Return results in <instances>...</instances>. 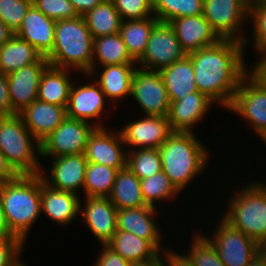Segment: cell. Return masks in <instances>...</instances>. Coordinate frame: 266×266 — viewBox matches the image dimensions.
<instances>
[{"instance_id":"6da1fadb","label":"cell","mask_w":266,"mask_h":266,"mask_svg":"<svg viewBox=\"0 0 266 266\" xmlns=\"http://www.w3.org/2000/svg\"><path fill=\"white\" fill-rule=\"evenodd\" d=\"M242 42L221 39L187 54L192 61L196 87L219 108L227 110L249 65Z\"/></svg>"},{"instance_id":"7a4b0ae2","label":"cell","mask_w":266,"mask_h":266,"mask_svg":"<svg viewBox=\"0 0 266 266\" xmlns=\"http://www.w3.org/2000/svg\"><path fill=\"white\" fill-rule=\"evenodd\" d=\"M202 142L193 132H173L158 148L163 172L182 194L211 164Z\"/></svg>"},{"instance_id":"3957f363","label":"cell","mask_w":266,"mask_h":266,"mask_svg":"<svg viewBox=\"0 0 266 266\" xmlns=\"http://www.w3.org/2000/svg\"><path fill=\"white\" fill-rule=\"evenodd\" d=\"M243 183L230 192L220 206L225 207L217 216L231 227L240 230L256 241L262 248L266 246V181L258 177ZM261 180V181H260ZM227 200V201H226ZM226 204L224 206L223 204ZM226 201V202H225ZM227 206V207H226ZM222 212V214H221Z\"/></svg>"},{"instance_id":"277c9868","label":"cell","mask_w":266,"mask_h":266,"mask_svg":"<svg viewBox=\"0 0 266 266\" xmlns=\"http://www.w3.org/2000/svg\"><path fill=\"white\" fill-rule=\"evenodd\" d=\"M0 199L10 231L25 244L41 217V176L18 175L0 183Z\"/></svg>"},{"instance_id":"5b68a950","label":"cell","mask_w":266,"mask_h":266,"mask_svg":"<svg viewBox=\"0 0 266 266\" xmlns=\"http://www.w3.org/2000/svg\"><path fill=\"white\" fill-rule=\"evenodd\" d=\"M93 40L83 16L58 20L54 47L46 59L52 67L88 74L92 69Z\"/></svg>"},{"instance_id":"8992f818","label":"cell","mask_w":266,"mask_h":266,"mask_svg":"<svg viewBox=\"0 0 266 266\" xmlns=\"http://www.w3.org/2000/svg\"><path fill=\"white\" fill-rule=\"evenodd\" d=\"M0 150L18 175L40 174L41 143L31 134L19 114L1 118Z\"/></svg>"},{"instance_id":"52a82bcc","label":"cell","mask_w":266,"mask_h":266,"mask_svg":"<svg viewBox=\"0 0 266 266\" xmlns=\"http://www.w3.org/2000/svg\"><path fill=\"white\" fill-rule=\"evenodd\" d=\"M81 76H83L81 79L85 77L88 81L81 80L82 83H80L79 80H75L73 82L66 107L67 117L88 121L95 127H108L106 125L108 122L105 120H108L109 113L116 108L111 106L100 85L90 74Z\"/></svg>"},{"instance_id":"ba28073f","label":"cell","mask_w":266,"mask_h":266,"mask_svg":"<svg viewBox=\"0 0 266 266\" xmlns=\"http://www.w3.org/2000/svg\"><path fill=\"white\" fill-rule=\"evenodd\" d=\"M212 232L202 233L210 243L216 248L221 261L226 266H247L252 258L262 247L253 239L249 238L240 230L231 227L221 217H216ZM220 220V221H219Z\"/></svg>"},{"instance_id":"9c48e42d","label":"cell","mask_w":266,"mask_h":266,"mask_svg":"<svg viewBox=\"0 0 266 266\" xmlns=\"http://www.w3.org/2000/svg\"><path fill=\"white\" fill-rule=\"evenodd\" d=\"M250 3L251 0H204L203 16L221 39L243 43Z\"/></svg>"},{"instance_id":"30bf717a","label":"cell","mask_w":266,"mask_h":266,"mask_svg":"<svg viewBox=\"0 0 266 266\" xmlns=\"http://www.w3.org/2000/svg\"><path fill=\"white\" fill-rule=\"evenodd\" d=\"M96 127L85 120L66 117L41 142V161L74 154H84L89 135Z\"/></svg>"},{"instance_id":"8fae6325","label":"cell","mask_w":266,"mask_h":266,"mask_svg":"<svg viewBox=\"0 0 266 266\" xmlns=\"http://www.w3.org/2000/svg\"><path fill=\"white\" fill-rule=\"evenodd\" d=\"M227 110L245 120L259 139L266 133V90L249 74L241 80Z\"/></svg>"},{"instance_id":"7c38bea8","label":"cell","mask_w":266,"mask_h":266,"mask_svg":"<svg viewBox=\"0 0 266 266\" xmlns=\"http://www.w3.org/2000/svg\"><path fill=\"white\" fill-rule=\"evenodd\" d=\"M186 55L172 26L159 21L150 34L143 56L137 61V67L160 71Z\"/></svg>"},{"instance_id":"4fadbf2b","label":"cell","mask_w":266,"mask_h":266,"mask_svg":"<svg viewBox=\"0 0 266 266\" xmlns=\"http://www.w3.org/2000/svg\"><path fill=\"white\" fill-rule=\"evenodd\" d=\"M131 97L142 109L143 116L168 115L170 99L159 71L137 67L131 83Z\"/></svg>"},{"instance_id":"5bb4252c","label":"cell","mask_w":266,"mask_h":266,"mask_svg":"<svg viewBox=\"0 0 266 266\" xmlns=\"http://www.w3.org/2000/svg\"><path fill=\"white\" fill-rule=\"evenodd\" d=\"M141 117L135 120L130 118V121L128 119L119 129L127 150L158 149L174 132L167 116L141 115Z\"/></svg>"},{"instance_id":"9a60e30c","label":"cell","mask_w":266,"mask_h":266,"mask_svg":"<svg viewBox=\"0 0 266 266\" xmlns=\"http://www.w3.org/2000/svg\"><path fill=\"white\" fill-rule=\"evenodd\" d=\"M48 159L51 161L48 168L41 162L40 176L43 182L53 189L75 193L83 198L81 191L88 163L85 155L74 154Z\"/></svg>"},{"instance_id":"2e32d148","label":"cell","mask_w":266,"mask_h":266,"mask_svg":"<svg viewBox=\"0 0 266 266\" xmlns=\"http://www.w3.org/2000/svg\"><path fill=\"white\" fill-rule=\"evenodd\" d=\"M111 129L96 127L88 137L84 155L90 163L120 170L126 167L127 148L120 130Z\"/></svg>"},{"instance_id":"e0dca14e","label":"cell","mask_w":266,"mask_h":266,"mask_svg":"<svg viewBox=\"0 0 266 266\" xmlns=\"http://www.w3.org/2000/svg\"><path fill=\"white\" fill-rule=\"evenodd\" d=\"M117 210L108 197H81L79 218L97 244L106 245L117 231Z\"/></svg>"},{"instance_id":"ac0fdd59","label":"cell","mask_w":266,"mask_h":266,"mask_svg":"<svg viewBox=\"0 0 266 266\" xmlns=\"http://www.w3.org/2000/svg\"><path fill=\"white\" fill-rule=\"evenodd\" d=\"M158 209L149 205L118 209L117 230L130 232L149 241L159 252L167 251L170 247L163 244V229L157 223V216H161Z\"/></svg>"},{"instance_id":"d6986e66","label":"cell","mask_w":266,"mask_h":266,"mask_svg":"<svg viewBox=\"0 0 266 266\" xmlns=\"http://www.w3.org/2000/svg\"><path fill=\"white\" fill-rule=\"evenodd\" d=\"M48 66V60L41 57L36 63L23 66L7 75L12 110L16 114L37 100L40 78Z\"/></svg>"},{"instance_id":"ffe728a7","label":"cell","mask_w":266,"mask_h":266,"mask_svg":"<svg viewBox=\"0 0 266 266\" xmlns=\"http://www.w3.org/2000/svg\"><path fill=\"white\" fill-rule=\"evenodd\" d=\"M214 104L213 100L199 91L170 102L167 117L171 129L174 132H197L195 127L204 121Z\"/></svg>"},{"instance_id":"44dd1931","label":"cell","mask_w":266,"mask_h":266,"mask_svg":"<svg viewBox=\"0 0 266 266\" xmlns=\"http://www.w3.org/2000/svg\"><path fill=\"white\" fill-rule=\"evenodd\" d=\"M136 68L137 64H114L92 67L88 74L100 85L106 99L115 108L120 107L118 105L121 101L123 103L128 97L130 98L131 83Z\"/></svg>"},{"instance_id":"7402d4cb","label":"cell","mask_w":266,"mask_h":266,"mask_svg":"<svg viewBox=\"0 0 266 266\" xmlns=\"http://www.w3.org/2000/svg\"><path fill=\"white\" fill-rule=\"evenodd\" d=\"M55 25V20L45 16L32 4L14 34L32 45L42 57L47 58L54 47Z\"/></svg>"},{"instance_id":"603a6c76","label":"cell","mask_w":266,"mask_h":266,"mask_svg":"<svg viewBox=\"0 0 266 266\" xmlns=\"http://www.w3.org/2000/svg\"><path fill=\"white\" fill-rule=\"evenodd\" d=\"M81 196L56 190L43 182L41 177V214L60 228L70 226L79 215Z\"/></svg>"},{"instance_id":"cb8c5ba5","label":"cell","mask_w":266,"mask_h":266,"mask_svg":"<svg viewBox=\"0 0 266 266\" xmlns=\"http://www.w3.org/2000/svg\"><path fill=\"white\" fill-rule=\"evenodd\" d=\"M169 24L174 29L186 54L211 46L221 40L203 14L175 18Z\"/></svg>"},{"instance_id":"d4e9b609","label":"cell","mask_w":266,"mask_h":266,"mask_svg":"<svg viewBox=\"0 0 266 266\" xmlns=\"http://www.w3.org/2000/svg\"><path fill=\"white\" fill-rule=\"evenodd\" d=\"M25 126L41 143L67 117L66 107L35 100L20 113Z\"/></svg>"},{"instance_id":"484cf974","label":"cell","mask_w":266,"mask_h":266,"mask_svg":"<svg viewBox=\"0 0 266 266\" xmlns=\"http://www.w3.org/2000/svg\"><path fill=\"white\" fill-rule=\"evenodd\" d=\"M77 74V71L71 69L55 68L49 65L41 75L37 100L67 107L73 79L75 76L79 79L78 77L81 76Z\"/></svg>"},{"instance_id":"4316f807","label":"cell","mask_w":266,"mask_h":266,"mask_svg":"<svg viewBox=\"0 0 266 266\" xmlns=\"http://www.w3.org/2000/svg\"><path fill=\"white\" fill-rule=\"evenodd\" d=\"M159 72L168 92L170 102L198 91L195 83L194 68L188 55Z\"/></svg>"},{"instance_id":"83f0119b","label":"cell","mask_w":266,"mask_h":266,"mask_svg":"<svg viewBox=\"0 0 266 266\" xmlns=\"http://www.w3.org/2000/svg\"><path fill=\"white\" fill-rule=\"evenodd\" d=\"M108 199L117 209L146 206L140 187V179L126 166L118 170Z\"/></svg>"},{"instance_id":"f1b7e54d","label":"cell","mask_w":266,"mask_h":266,"mask_svg":"<svg viewBox=\"0 0 266 266\" xmlns=\"http://www.w3.org/2000/svg\"><path fill=\"white\" fill-rule=\"evenodd\" d=\"M137 64L130 56L120 33L94 38L92 67Z\"/></svg>"},{"instance_id":"f546056e","label":"cell","mask_w":266,"mask_h":266,"mask_svg":"<svg viewBox=\"0 0 266 266\" xmlns=\"http://www.w3.org/2000/svg\"><path fill=\"white\" fill-rule=\"evenodd\" d=\"M41 57L32 45L14 34L0 47V71L8 75Z\"/></svg>"},{"instance_id":"4dcf8cb0","label":"cell","mask_w":266,"mask_h":266,"mask_svg":"<svg viewBox=\"0 0 266 266\" xmlns=\"http://www.w3.org/2000/svg\"><path fill=\"white\" fill-rule=\"evenodd\" d=\"M106 245L130 263L149 260L159 253L149 241L121 230Z\"/></svg>"},{"instance_id":"1f68e13d","label":"cell","mask_w":266,"mask_h":266,"mask_svg":"<svg viewBox=\"0 0 266 266\" xmlns=\"http://www.w3.org/2000/svg\"><path fill=\"white\" fill-rule=\"evenodd\" d=\"M159 22L155 17L122 20L120 35L130 56L137 62L144 54L154 26Z\"/></svg>"},{"instance_id":"d6a6232c","label":"cell","mask_w":266,"mask_h":266,"mask_svg":"<svg viewBox=\"0 0 266 266\" xmlns=\"http://www.w3.org/2000/svg\"><path fill=\"white\" fill-rule=\"evenodd\" d=\"M93 38L119 33L122 19L112 0H103L83 15Z\"/></svg>"},{"instance_id":"836d02e7","label":"cell","mask_w":266,"mask_h":266,"mask_svg":"<svg viewBox=\"0 0 266 266\" xmlns=\"http://www.w3.org/2000/svg\"><path fill=\"white\" fill-rule=\"evenodd\" d=\"M140 187L145 203L155 208H161L158 203L165 205L168 202L172 203L178 197L180 198L178 195L181 192L175 187L163 170L151 177L141 179Z\"/></svg>"},{"instance_id":"e575fe53","label":"cell","mask_w":266,"mask_h":266,"mask_svg":"<svg viewBox=\"0 0 266 266\" xmlns=\"http://www.w3.org/2000/svg\"><path fill=\"white\" fill-rule=\"evenodd\" d=\"M117 172L118 169L88 162L82 194L88 197H108Z\"/></svg>"},{"instance_id":"d590c367","label":"cell","mask_w":266,"mask_h":266,"mask_svg":"<svg viewBox=\"0 0 266 266\" xmlns=\"http://www.w3.org/2000/svg\"><path fill=\"white\" fill-rule=\"evenodd\" d=\"M190 233L191 240L187 241V247L181 253L192 263L193 266H226L220 259L216 248L210 243V241L202 234L203 229L197 230V226ZM202 230V231H201ZM199 231V232H198ZM189 249V250H188Z\"/></svg>"},{"instance_id":"8d00e7d4","label":"cell","mask_w":266,"mask_h":266,"mask_svg":"<svg viewBox=\"0 0 266 266\" xmlns=\"http://www.w3.org/2000/svg\"><path fill=\"white\" fill-rule=\"evenodd\" d=\"M249 23L252 25L250 32H253L252 36L250 38L247 36L243 42L245 50L247 47H252L256 55L266 54V0H251Z\"/></svg>"},{"instance_id":"74e56055","label":"cell","mask_w":266,"mask_h":266,"mask_svg":"<svg viewBox=\"0 0 266 266\" xmlns=\"http://www.w3.org/2000/svg\"><path fill=\"white\" fill-rule=\"evenodd\" d=\"M204 0H153L154 16L169 23L183 16L203 14Z\"/></svg>"},{"instance_id":"f35d334b","label":"cell","mask_w":266,"mask_h":266,"mask_svg":"<svg viewBox=\"0 0 266 266\" xmlns=\"http://www.w3.org/2000/svg\"><path fill=\"white\" fill-rule=\"evenodd\" d=\"M126 166L141 180L162 171V162L157 148L127 150Z\"/></svg>"},{"instance_id":"ab89813d","label":"cell","mask_w":266,"mask_h":266,"mask_svg":"<svg viewBox=\"0 0 266 266\" xmlns=\"http://www.w3.org/2000/svg\"><path fill=\"white\" fill-rule=\"evenodd\" d=\"M31 5L32 0H0V19L15 33Z\"/></svg>"},{"instance_id":"60d3db41","label":"cell","mask_w":266,"mask_h":266,"mask_svg":"<svg viewBox=\"0 0 266 266\" xmlns=\"http://www.w3.org/2000/svg\"><path fill=\"white\" fill-rule=\"evenodd\" d=\"M122 20L146 19L154 16L153 0H112Z\"/></svg>"},{"instance_id":"b9f144b4","label":"cell","mask_w":266,"mask_h":266,"mask_svg":"<svg viewBox=\"0 0 266 266\" xmlns=\"http://www.w3.org/2000/svg\"><path fill=\"white\" fill-rule=\"evenodd\" d=\"M32 4L45 16L55 21L79 16L69 0H32Z\"/></svg>"},{"instance_id":"7bdbcfd3","label":"cell","mask_w":266,"mask_h":266,"mask_svg":"<svg viewBox=\"0 0 266 266\" xmlns=\"http://www.w3.org/2000/svg\"><path fill=\"white\" fill-rule=\"evenodd\" d=\"M25 247L18 236L0 237V266H17L23 260Z\"/></svg>"},{"instance_id":"ee69618b","label":"cell","mask_w":266,"mask_h":266,"mask_svg":"<svg viewBox=\"0 0 266 266\" xmlns=\"http://www.w3.org/2000/svg\"><path fill=\"white\" fill-rule=\"evenodd\" d=\"M102 248L96 254V260L92 266H130V262L126 261L121 255L114 252L107 245H99Z\"/></svg>"},{"instance_id":"f6af8a7d","label":"cell","mask_w":266,"mask_h":266,"mask_svg":"<svg viewBox=\"0 0 266 266\" xmlns=\"http://www.w3.org/2000/svg\"><path fill=\"white\" fill-rule=\"evenodd\" d=\"M254 65L248 67V74L266 90V54L257 55Z\"/></svg>"},{"instance_id":"bcb514c9","label":"cell","mask_w":266,"mask_h":266,"mask_svg":"<svg viewBox=\"0 0 266 266\" xmlns=\"http://www.w3.org/2000/svg\"><path fill=\"white\" fill-rule=\"evenodd\" d=\"M0 114L2 115L16 114L12 110L10 93L8 90L7 75L2 73L1 71H0Z\"/></svg>"},{"instance_id":"7dc6e473","label":"cell","mask_w":266,"mask_h":266,"mask_svg":"<svg viewBox=\"0 0 266 266\" xmlns=\"http://www.w3.org/2000/svg\"><path fill=\"white\" fill-rule=\"evenodd\" d=\"M170 248L166 251L165 266H193L191 262L180 252L181 249ZM180 250V251H179Z\"/></svg>"},{"instance_id":"c3c4849f","label":"cell","mask_w":266,"mask_h":266,"mask_svg":"<svg viewBox=\"0 0 266 266\" xmlns=\"http://www.w3.org/2000/svg\"><path fill=\"white\" fill-rule=\"evenodd\" d=\"M18 174L8 164L4 154L0 150V183L15 179Z\"/></svg>"},{"instance_id":"681fc988","label":"cell","mask_w":266,"mask_h":266,"mask_svg":"<svg viewBox=\"0 0 266 266\" xmlns=\"http://www.w3.org/2000/svg\"><path fill=\"white\" fill-rule=\"evenodd\" d=\"M79 16L85 15L103 0H69Z\"/></svg>"},{"instance_id":"f907efd6","label":"cell","mask_w":266,"mask_h":266,"mask_svg":"<svg viewBox=\"0 0 266 266\" xmlns=\"http://www.w3.org/2000/svg\"><path fill=\"white\" fill-rule=\"evenodd\" d=\"M166 251L159 252L155 257L140 262H133L130 266H165Z\"/></svg>"},{"instance_id":"816d5d0a","label":"cell","mask_w":266,"mask_h":266,"mask_svg":"<svg viewBox=\"0 0 266 266\" xmlns=\"http://www.w3.org/2000/svg\"><path fill=\"white\" fill-rule=\"evenodd\" d=\"M16 236L14 235L8 226L5 213L3 210L2 202L0 199V237Z\"/></svg>"},{"instance_id":"f5cc1de1","label":"cell","mask_w":266,"mask_h":266,"mask_svg":"<svg viewBox=\"0 0 266 266\" xmlns=\"http://www.w3.org/2000/svg\"><path fill=\"white\" fill-rule=\"evenodd\" d=\"M247 266H266V249L258 251Z\"/></svg>"},{"instance_id":"db71d44e","label":"cell","mask_w":266,"mask_h":266,"mask_svg":"<svg viewBox=\"0 0 266 266\" xmlns=\"http://www.w3.org/2000/svg\"><path fill=\"white\" fill-rule=\"evenodd\" d=\"M14 32H12L7 25L0 19V47L6 43L12 36Z\"/></svg>"},{"instance_id":"11a10c76","label":"cell","mask_w":266,"mask_h":266,"mask_svg":"<svg viewBox=\"0 0 266 266\" xmlns=\"http://www.w3.org/2000/svg\"><path fill=\"white\" fill-rule=\"evenodd\" d=\"M260 141H262L261 143H264L266 146V133L260 138Z\"/></svg>"},{"instance_id":"9f6ffc18","label":"cell","mask_w":266,"mask_h":266,"mask_svg":"<svg viewBox=\"0 0 266 266\" xmlns=\"http://www.w3.org/2000/svg\"><path fill=\"white\" fill-rule=\"evenodd\" d=\"M17 266H29L27 263L23 262V260Z\"/></svg>"}]
</instances>
